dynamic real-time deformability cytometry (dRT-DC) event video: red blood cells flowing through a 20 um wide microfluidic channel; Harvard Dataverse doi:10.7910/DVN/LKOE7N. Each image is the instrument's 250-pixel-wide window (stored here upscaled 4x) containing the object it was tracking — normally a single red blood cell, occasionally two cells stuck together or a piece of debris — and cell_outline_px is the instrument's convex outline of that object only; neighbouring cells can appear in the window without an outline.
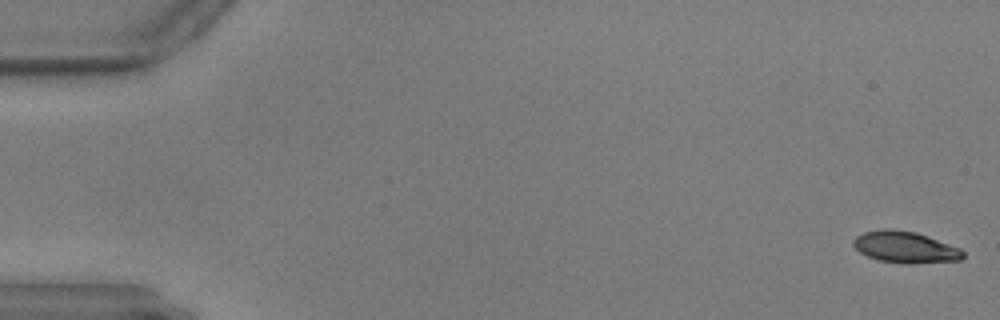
{"species": "common noctule bat (a hibernating species)", "species_latin": "Nyctalus noctula", "temperature_condition": "warm", "stored_images_in_passage": 14, "camera_frame_rate_fps": 3000, "um_per_image_px": 0.085, "animal": {"sex": "male", "body_mass_g": 17.9, "forearm_length_mm": 54.2}, "frame": {"image": 1, "passage_image": 1, "time_ms": 0.0, "image_size_px": [1000, 320], "cell_outline_px": [[964, 256], [960, 260], [912, 264], [880, 260], [868, 256], [860, 252], [852, 244], [852, 240], [856, 236], [864, 232], [884, 228], [888, 228], [916, 232], [928, 236], [960, 248], [964, 252]], "centroid_in_image_um": [76.94, 21.0], "position_along_channel_um": 8.1, "area_um2": 20.06}}